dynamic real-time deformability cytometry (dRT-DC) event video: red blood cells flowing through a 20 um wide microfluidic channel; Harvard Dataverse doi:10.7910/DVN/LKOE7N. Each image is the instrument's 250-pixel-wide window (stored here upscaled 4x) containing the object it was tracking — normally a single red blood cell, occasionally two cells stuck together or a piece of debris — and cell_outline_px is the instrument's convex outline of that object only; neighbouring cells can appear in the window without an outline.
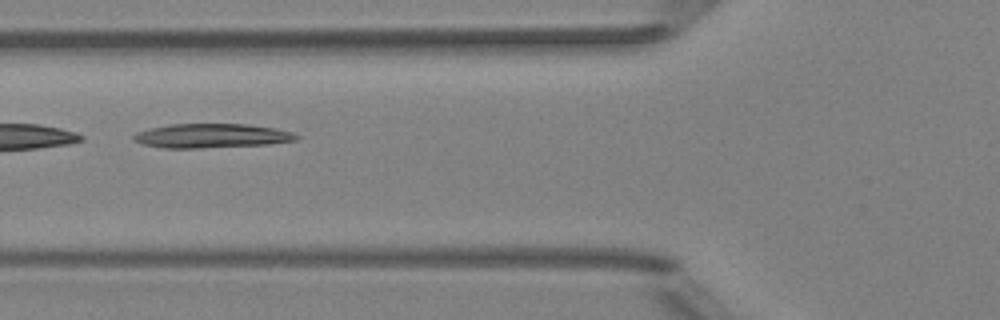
{"species": "Egyptian fruit bat (a non-hibernating species)", "species_latin": "Rousettus aegyptiacus", "temperature_condition": "room temperature", "stored_images_in_passage": 6, "camera_frame_rate_fps": 3000, "um_per_image_px": 0.085, "animal": {"sex": "female"}, "frame": {"image": 1, "passage_image": 6, "time_ms": 5.667, "image_size_px": [1000, 320], "cell_outline_px": [[300, 136], [296, 140], [268, 144], [196, 148], [164, 148], [144, 144], [132, 140], [132, 136], [136, 132], [168, 124], [248, 124], [276, 128], [292, 132]], "centroid_in_image_um": [17.98, 11.54], "position_along_channel_um": 107.8, "area_um2": 22.89}}